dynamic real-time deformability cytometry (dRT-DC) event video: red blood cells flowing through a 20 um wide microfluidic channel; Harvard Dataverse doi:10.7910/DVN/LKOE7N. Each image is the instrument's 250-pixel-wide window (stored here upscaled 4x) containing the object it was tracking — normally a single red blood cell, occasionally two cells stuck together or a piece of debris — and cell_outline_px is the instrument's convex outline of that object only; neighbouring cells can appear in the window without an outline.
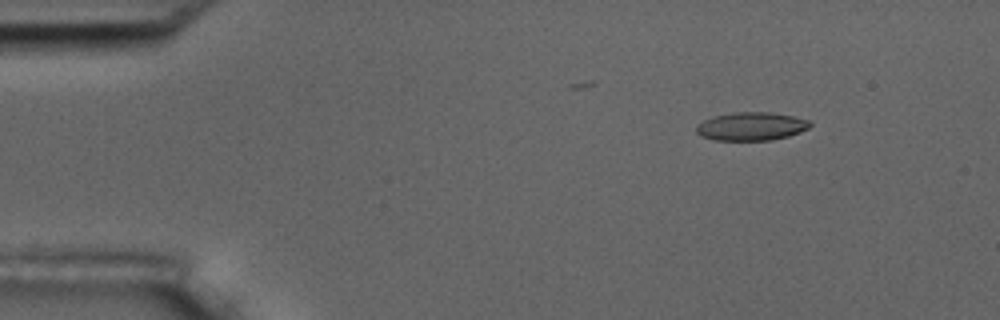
{"species": "common noctule bat (a hibernating species)", "species_latin": "Nyctalus noctula", "temperature_condition": "room temperature", "stored_images_in_passage": 4, "camera_frame_rate_fps": 3000, "um_per_image_px": 0.085, "animal": {"sex": "male", "body_mass_g": 17.5, "forearm_length_mm": 52.3}, "frame": {"image": 1, "passage_image": 2, "time_ms": 0.333, "image_size_px": [1000, 320], "cell_outline_px": [[812, 124], [808, 128], [800, 132], [788, 136], [772, 140], [712, 140], [700, 136], [696, 132], [696, 124], [712, 116], [732, 112], [772, 112], [792, 116], [808, 120]], "centroid_in_image_um": [63.81, 10.74], "position_along_channel_um": 21.2, "area_um2": 18.9}}